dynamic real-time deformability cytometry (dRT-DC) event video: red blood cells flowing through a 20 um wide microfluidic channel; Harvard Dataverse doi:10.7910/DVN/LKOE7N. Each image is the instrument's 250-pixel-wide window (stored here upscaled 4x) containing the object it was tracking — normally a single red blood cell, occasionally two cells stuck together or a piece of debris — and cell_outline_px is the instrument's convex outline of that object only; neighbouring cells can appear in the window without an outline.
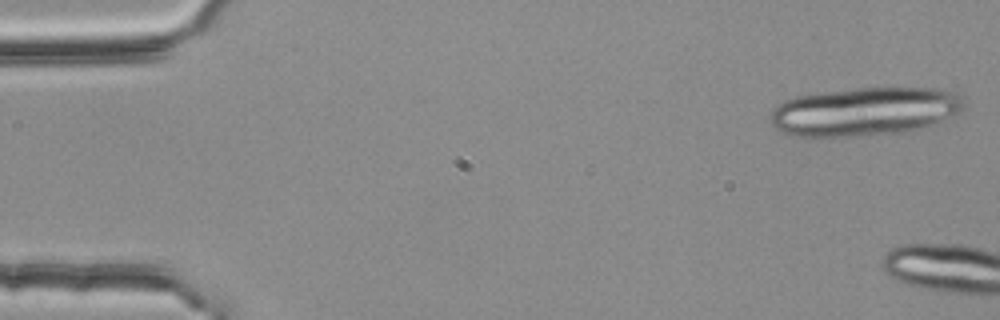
{"species": "common noctule bat (a hibernating species)", "species_latin": "Nyctalus noctula", "temperature_condition": "room temperature", "stored_images_in_passage": 5, "camera_frame_rate_fps": 3000, "um_per_image_px": 0.085, "animal": {"sex": "female", "body_mass_g": 25.1}, "frame": {"image": 1, "passage_image": 1, "time_ms": 0.0, "image_size_px": [1000, 320], "cell_outline_px": [[964, 108], [960, 112], [936, 124], [904, 132], [856, 136], [792, 136], [776, 128], [772, 124], [772, 108], [776, 104], [784, 100], [796, 96], [824, 92], [856, 88], [940, 88], [956, 92], [960, 96], [964, 104]], "centroid_in_image_um": [73.53, 9.47], "position_along_channel_um": 11.5, "area_um2": 54.79}}